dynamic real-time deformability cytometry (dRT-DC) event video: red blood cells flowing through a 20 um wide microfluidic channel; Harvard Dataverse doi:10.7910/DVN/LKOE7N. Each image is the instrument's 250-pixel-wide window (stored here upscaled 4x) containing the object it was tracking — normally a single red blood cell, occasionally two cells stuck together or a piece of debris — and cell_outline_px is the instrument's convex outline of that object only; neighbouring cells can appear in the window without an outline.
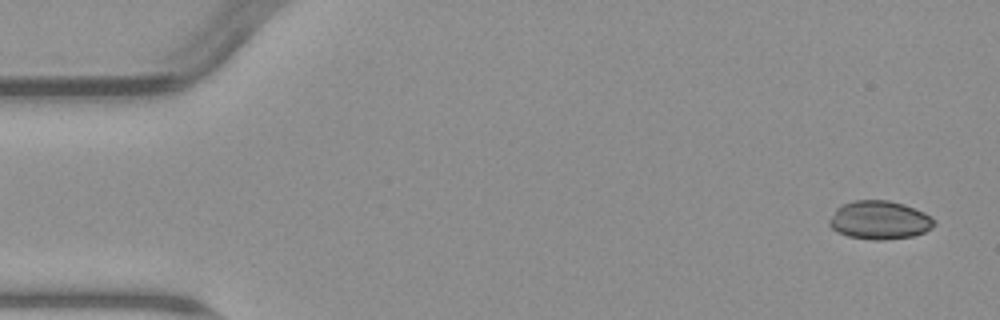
{"species": "common noctule bat (a hibernating species)", "species_latin": "Nyctalus noctula", "temperature_condition": "warm", "stored_images_in_passage": 5, "camera_frame_rate_fps": 3000, "um_per_image_px": 0.085, "animal": {"sex": "male", "body_mass_g": 23.1, "forearm_length_mm": 52.7}, "frame": {"image": 1, "passage_image": 1, "time_ms": 0.0, "image_size_px": [1000, 320], "cell_outline_px": [[936, 224], [924, 232], [912, 236], [884, 240], [872, 240], [848, 236], [836, 232], [828, 224], [828, 220], [836, 208], [840, 204], [852, 200], [888, 200], [904, 204], [924, 212], [932, 216], [936, 220]], "centroid_in_image_um": [74.74, 18.7], "position_along_channel_um": 10.3, "area_um2": 23.81}}
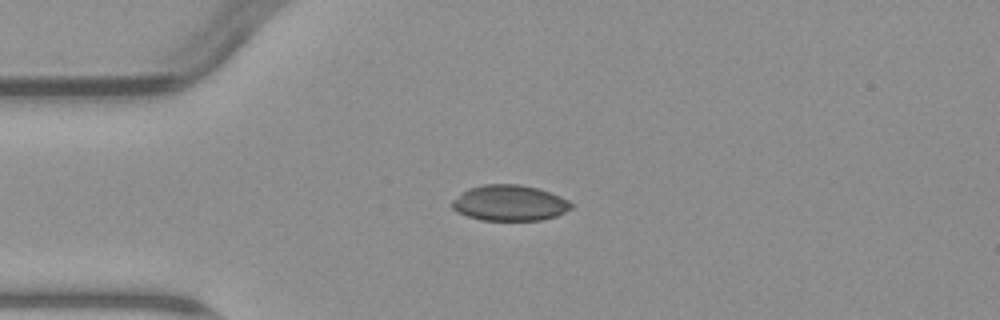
{"frame": {"image": 2, "passage_image": 4, "time_ms": 3.667, "image_size_px": [1000, 320], "cell_outline_px": [[572, 208], [556, 216], [540, 220], [480, 220], [456, 212], [452, 208], [452, 200], [460, 192], [468, 188], [484, 184], [520, 184], [536, 188], [560, 196], [568, 200], [572, 204]], "centroid_in_image_um": [43.27, 17.25], "position_along_channel_um": 41.7, "area_um2": 24.85}}